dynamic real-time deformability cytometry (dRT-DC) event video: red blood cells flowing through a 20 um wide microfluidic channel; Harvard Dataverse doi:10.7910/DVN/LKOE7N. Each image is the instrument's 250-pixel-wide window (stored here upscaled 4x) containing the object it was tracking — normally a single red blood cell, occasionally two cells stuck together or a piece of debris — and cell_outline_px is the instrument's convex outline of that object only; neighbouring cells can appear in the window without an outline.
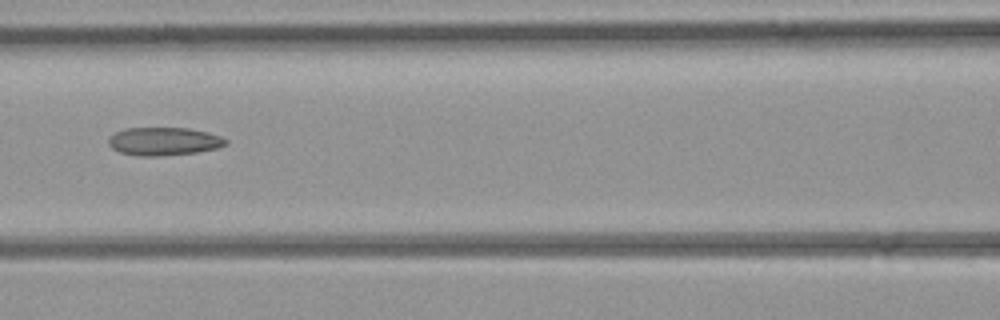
{"species": "common noctule bat (a hibernating species)", "species_latin": "Nyctalus noctula", "temperature_condition": "room temperature", "stored_images_in_passage": 6, "camera_frame_rate_fps": 3000, "um_per_image_px": 0.085, "animal": {"sex": "female", "body_mass_g": 21.9}, "frame": {"image": 1, "passage_image": 6, "time_ms": 5.667, "image_size_px": [1000, 320], "cell_outline_px": [[228, 144], [216, 148], [196, 152], [160, 156], [136, 156], [120, 152], [112, 148], [108, 144], [108, 140], [116, 132], [124, 128], [188, 128], [208, 132], [220, 136], [228, 140]], "centroid_in_image_um": [13.93, 12.01], "position_along_channel_um": 152.7, "area_um2": 19.19}}